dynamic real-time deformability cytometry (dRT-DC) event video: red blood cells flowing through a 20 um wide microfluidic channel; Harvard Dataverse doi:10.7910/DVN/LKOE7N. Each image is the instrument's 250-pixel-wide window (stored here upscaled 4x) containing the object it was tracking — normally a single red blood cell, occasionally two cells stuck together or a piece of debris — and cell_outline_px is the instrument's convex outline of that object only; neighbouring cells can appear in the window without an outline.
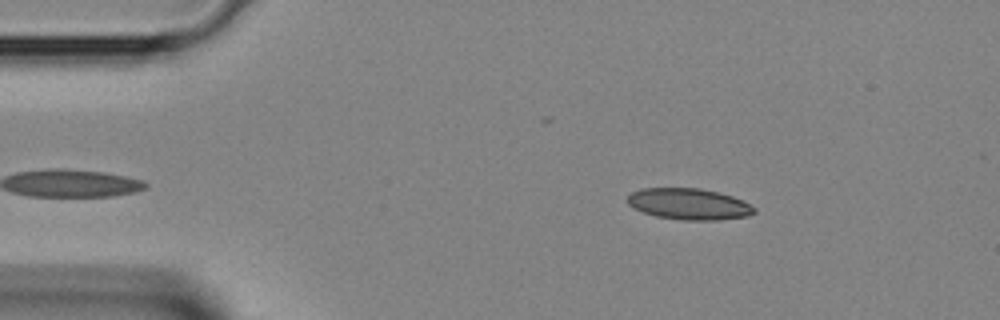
{"species": "Egyptian fruit bat (a non-hibernating species)", "species_latin": "Rousettus aegyptiacus", "temperature_condition": "room temperature", "stored_images_in_passage": 2, "camera_frame_rate_fps": 3000, "um_per_image_px": 0.085, "animal": {"sex": "female"}, "frame": {"image": 1, "passage_image": 2, "time_ms": 0.333, "image_size_px": [1000, 320], "cell_outline_px": [[756, 212], [748, 216], [720, 220], [680, 220], [656, 216], [632, 208], [628, 204], [628, 196], [632, 192], [640, 188], [700, 188], [732, 196], [756, 208]], "centroid_in_image_um": [58.54, 17.35], "position_along_channel_um": 26.5, "area_um2": 23.06}}